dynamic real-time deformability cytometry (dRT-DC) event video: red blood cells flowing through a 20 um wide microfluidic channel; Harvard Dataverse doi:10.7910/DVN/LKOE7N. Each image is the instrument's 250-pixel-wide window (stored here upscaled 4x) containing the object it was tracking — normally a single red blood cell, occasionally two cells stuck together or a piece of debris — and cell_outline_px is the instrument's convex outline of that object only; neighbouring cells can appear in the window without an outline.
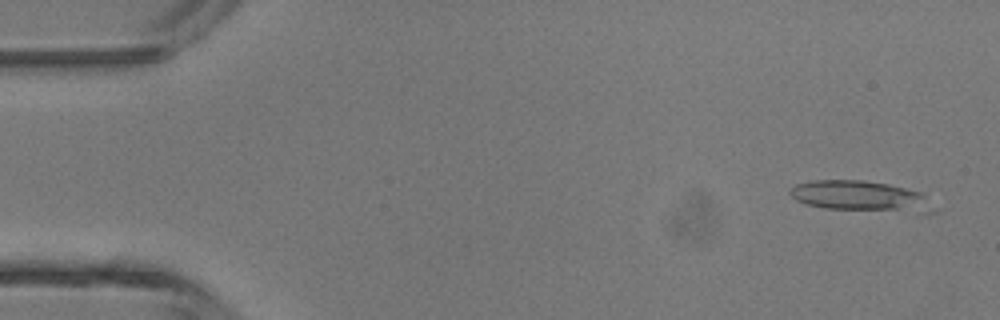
{"species": "common noctule bat (a hibernating species)", "species_latin": "Nyctalus noctula", "temperature_condition": "room temperature", "stored_images_in_passage": 10, "camera_frame_rate_fps": 3000, "um_per_image_px": 0.085, "animal": {"sex": "male", "body_mass_g": 13.3}, "frame": {"image": 1, "passage_image": 1, "time_ms": 0.0, "image_size_px": [1000, 320], "cell_outline_px": [[936, 212], [920, 212], [824, 208], [808, 204], [796, 200], [788, 192], [796, 184], [812, 180], [860, 180], [888, 184], [924, 192]], "centroid_in_image_um": [73.17, 16.66], "position_along_channel_um": 11.8, "area_um2": 25.26}}